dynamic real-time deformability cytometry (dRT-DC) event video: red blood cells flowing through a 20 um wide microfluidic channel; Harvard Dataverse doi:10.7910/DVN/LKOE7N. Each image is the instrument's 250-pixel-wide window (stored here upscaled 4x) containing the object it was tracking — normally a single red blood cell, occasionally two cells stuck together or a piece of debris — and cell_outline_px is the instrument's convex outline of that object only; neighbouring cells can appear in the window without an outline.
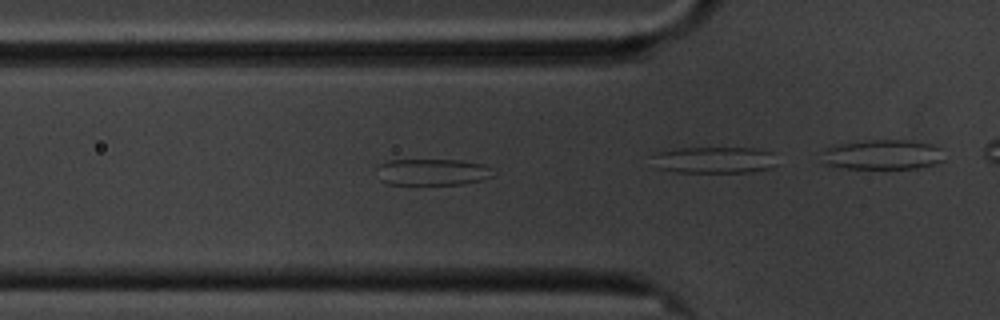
{"species": "common noctule bat (a hibernating species)", "species_latin": "Nyctalus noctula", "temperature_condition": "cold", "stored_images_in_passage": 35, "segment_of_instrument_passage": [1, 2], "camera_frame_rate_fps": 3000, "um_per_image_px": 0.085, "animal": {"sex": "male", "body_mass_g": 20.1, "forearm_length_mm": 53.5}, "frame": {"image": 1, "passage_image": 9, "time_ms": 2.667, "image_size_px": [1000, 320], "cell_outline_px": [[496, 176], [484, 180], [464, 184], [388, 184], [380, 180], [376, 168], [380, 164], [388, 160], [460, 160], [484, 164]], "centroid_in_image_um": [36.76, 14.63], "position_along_channel_um": 89.0, "area_um2": 18.09}}
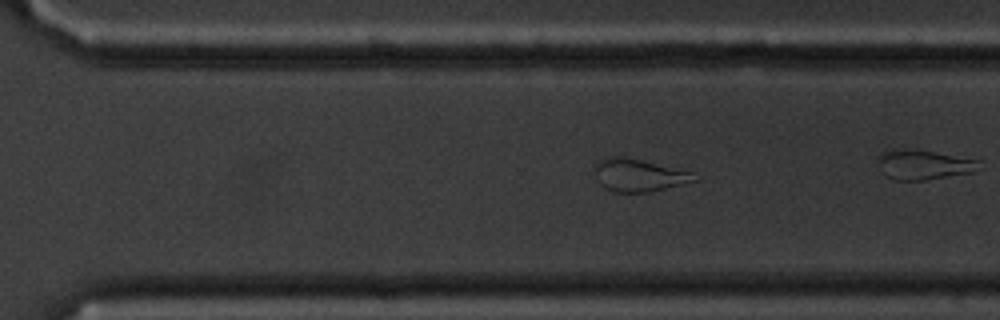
{"frame": {"image": 2, "passage_image": 29, "time_ms": 9.333, "image_size_px": [1000, 320], "cell_outline_px": [[700, 180], [648, 192], [616, 192], [604, 188], [600, 184], [596, 172], [596, 164], [604, 156], [620, 156], [640, 160], [692, 172]], "centroid_in_image_um": [54.3, 14.89], "position_along_channel_um": 316.3, "area_um2": 18.61}}
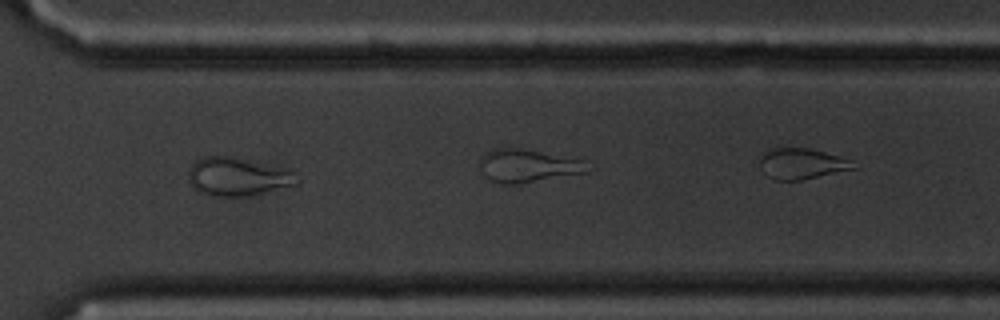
{"frame": {"image": 3, "passage_image": 32, "time_ms": 10.333, "image_size_px": [1000, 320], "cell_outline_px": [[300, 184], [248, 196], [212, 196], [200, 192], [188, 180], [188, 172], [192, 164], [196, 160], [204, 156], [232, 156], [292, 172], [300, 180]], "centroid_in_image_um": [20.17, 15.03], "position_along_channel_um": 350.4, "area_um2": 23.81}}